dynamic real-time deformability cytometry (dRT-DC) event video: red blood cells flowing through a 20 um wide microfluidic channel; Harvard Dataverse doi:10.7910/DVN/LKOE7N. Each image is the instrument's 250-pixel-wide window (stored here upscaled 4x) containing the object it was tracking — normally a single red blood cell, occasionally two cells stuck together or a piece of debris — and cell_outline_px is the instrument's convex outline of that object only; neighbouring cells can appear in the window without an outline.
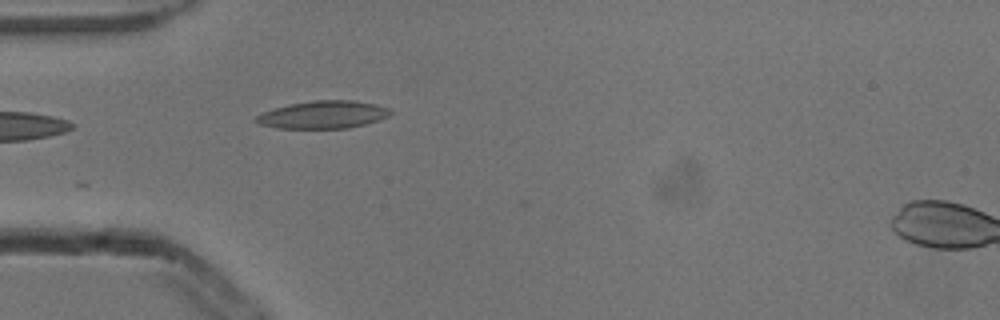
{"species": "common noctule bat (a hibernating species)", "species_latin": "Nyctalus noctula", "temperature_condition": "cold", "stored_images_in_passage": 4, "camera_frame_rate_fps": 3000, "um_per_image_px": 0.085, "animal": {"sex": "male", "body_mass_g": 13.3}, "frame": {"image": 1, "passage_image": 4, "time_ms": 1.0, "image_size_px": [1000, 320], "cell_outline_px": [[392, 112], [388, 116], [380, 120], [348, 128], [276, 128], [260, 124], [252, 120], [256, 116], [264, 112], [288, 104], [312, 100], [352, 100], [376, 104], [392, 108]], "centroid_in_image_um": [27.49, 9.74], "position_along_channel_um": 57.5, "area_um2": 21.73}}